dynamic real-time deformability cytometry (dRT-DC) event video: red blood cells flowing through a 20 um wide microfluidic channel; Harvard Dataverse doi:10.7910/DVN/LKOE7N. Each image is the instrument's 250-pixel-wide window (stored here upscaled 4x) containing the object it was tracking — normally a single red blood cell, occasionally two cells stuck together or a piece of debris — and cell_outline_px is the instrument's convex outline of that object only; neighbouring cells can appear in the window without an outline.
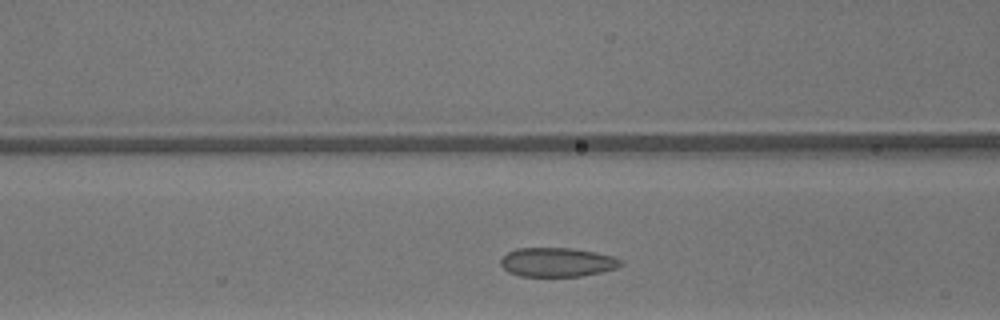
{"species": "common noctule bat (a hibernating species)", "species_latin": "Nyctalus noctula", "temperature_condition": "warm", "stored_images_in_passage": 27, "camera_frame_rate_fps": 3000, "um_per_image_px": 0.085, "animal": {"sex": "male", "body_mass_g": 13.3}, "frame": {"image": 1, "passage_image": 9, "time_ms": 2.667, "image_size_px": [1000, 320], "cell_outline_px": [[624, 264], [616, 268], [600, 272], [580, 276], [520, 276], [508, 272], [500, 264], [500, 260], [508, 252], [516, 248], [572, 248], [612, 256], [624, 260]], "centroid_in_image_um": [47.36, 22.29], "position_along_channel_um": 119.2, "area_um2": 20.29}}
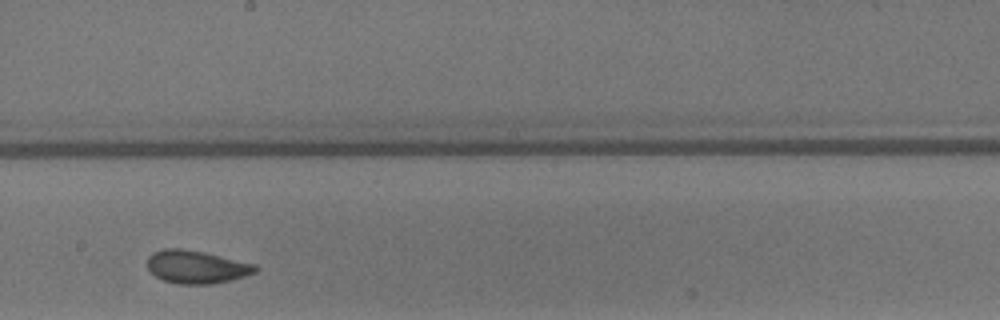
{"frame": {"image": 2, "passage_image": 17, "time_ms": 5.333, "image_size_px": [1000, 320], "cell_outline_px": [[260, 268], [256, 272], [232, 280], [212, 284], [176, 284], [164, 280], [156, 276], [148, 268], [148, 256], [152, 252], [164, 248], [180, 248], [204, 252], [256, 264]], "centroid_in_image_um": [16.72, 22.68], "position_along_channel_um": 231.5, "area_um2": 20.87}}
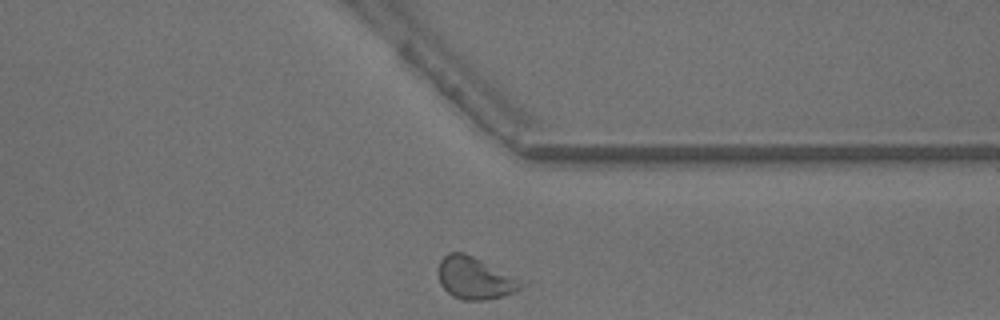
{"frame": {"image": 3, "passage_image": 27, "time_ms": 8.667, "image_size_px": [1000, 320], "cell_outline_px": [[532, 280], [528, 284], [512, 292], [500, 296], [484, 300], [464, 300], [452, 296], [440, 284], [440, 260], [448, 252], [464, 252]], "centroid_in_image_um": [40.53, 23.61], "position_along_channel_um": 370.9, "area_um2": 21.1}, "authors_computed_cell_mechanics": {"area_um2": 20.808, "velocity_mm_per_s": 4.2151, "shape_relaxation_time_tau1_ms": 6.2163, "shape_relaxation_time_tau2_ms": 1.2864, "deformation_change_tau1": 0.1409, "deformation_change_tau2": 0.0714}}